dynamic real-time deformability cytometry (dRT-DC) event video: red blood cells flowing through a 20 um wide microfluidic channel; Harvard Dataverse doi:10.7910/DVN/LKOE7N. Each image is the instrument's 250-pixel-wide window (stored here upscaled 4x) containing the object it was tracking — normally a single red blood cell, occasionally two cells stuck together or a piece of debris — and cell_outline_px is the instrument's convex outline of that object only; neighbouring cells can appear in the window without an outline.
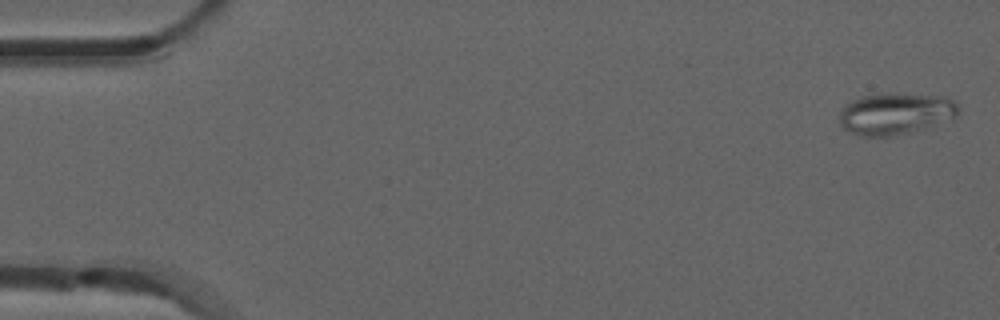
{"species": "common noctule bat (a hibernating species)", "species_latin": "Nyctalus noctula", "temperature_condition": "room temperature", "stored_images_in_passage": 6, "camera_frame_rate_fps": 3000, "um_per_image_px": 0.085, "animal": {"sex": "male", "forearm_length_mm": 52.5}, "frame": {"image": 1, "passage_image": 1, "time_ms": 0.0, "image_size_px": [1000, 320], "cell_outline_px": [[960, 112], [956, 116], [932, 128], [896, 136], [860, 136], [844, 128], [840, 124], [840, 112], [844, 104], [860, 96], [892, 92], [940, 96], [952, 100], [960, 108]], "centroid_in_image_um": [76.15, 9.66], "position_along_channel_um": 8.9, "area_um2": 29.54}}